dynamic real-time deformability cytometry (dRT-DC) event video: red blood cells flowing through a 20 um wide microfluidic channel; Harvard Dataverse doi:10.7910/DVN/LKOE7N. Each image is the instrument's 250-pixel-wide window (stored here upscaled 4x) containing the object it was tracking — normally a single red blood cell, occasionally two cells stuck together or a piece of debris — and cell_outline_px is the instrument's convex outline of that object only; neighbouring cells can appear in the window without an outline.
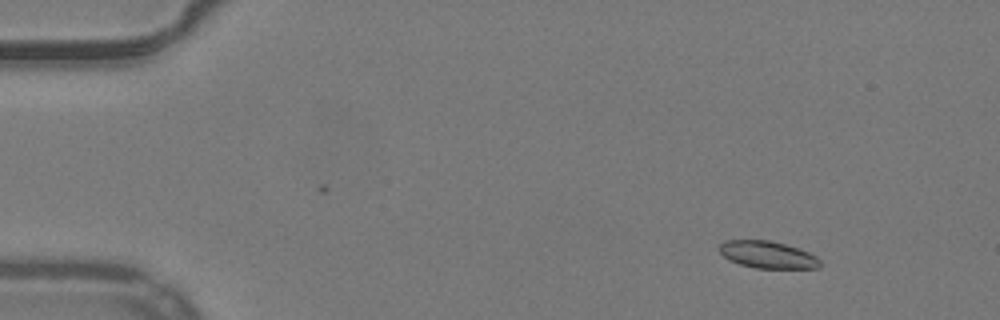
{"species": "common noctule bat (a hibernating species)", "species_latin": "Nyctalus noctula", "temperature_condition": "warm", "stored_images_in_passage": 52, "camera_frame_rate_fps": 3000, "um_per_image_px": 0.085, "animal": {"sex": "male", "body_mass_g": 19.2, "forearm_length_mm": 51.8}, "frame": {"image": 1, "passage_image": 6, "time_ms": 1.667, "image_size_px": [1000, 320], "cell_outline_px": [[820, 268], [756, 268], [740, 264], [728, 260], [720, 252], [720, 244], [724, 240], [768, 240], [784, 244], [808, 252], [816, 256], [820, 260]], "centroid_in_image_um": [65.23, 21.65], "position_along_channel_um": 19.8, "area_um2": 15.78}}
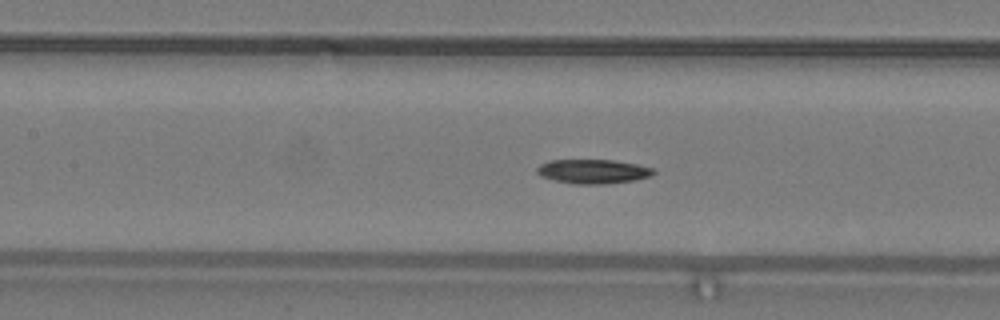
{"frame": {"image": 2, "passage_image": 24, "time_ms": 7.667, "image_size_px": [1000, 320], "cell_outline_px": [[656, 172], [648, 176], [632, 180], [604, 184], [576, 184], [556, 180], [540, 176], [536, 172], [536, 168], [540, 164], [548, 160], [612, 160], [636, 164], [652, 168]], "centroid_in_image_um": [50.35, 14.56], "position_along_channel_um": 157.1, "area_um2": 16.24}}
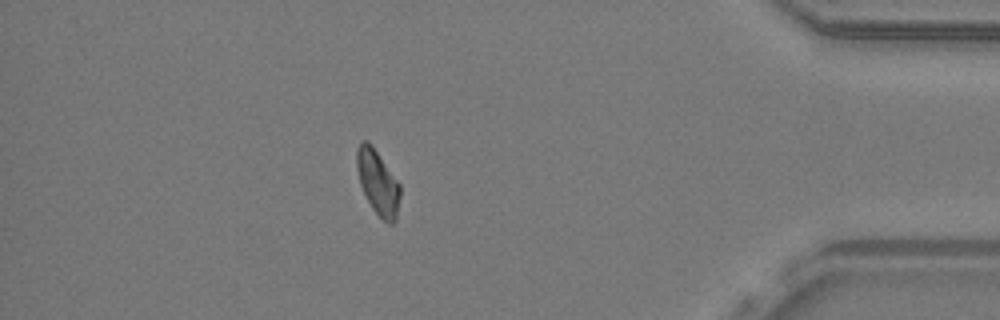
{"frame": {"image": 3, "passage_image": 46, "time_ms": 15.0, "image_size_px": [1000, 320], "cell_outline_px": [[400, 196], [396, 220], [392, 224], [388, 224], [372, 208], [360, 184], [356, 168], [356, 148], [364, 140], [368, 140], [372, 144], [400, 184]], "centroid_in_image_um": [32.11, 15.48], "position_along_channel_um": 403.1, "area_um2": 16.3}, "authors_computed_cell_mechanics": {"area_um2": 16.2418, "velocity_mm_per_s": 3.9434, "shape_relaxation_time_tau1_ms": 5.3192, "shape_relaxation_time_tau2_ms": 9.4381, "deformation_change_tau1": 0.1796, "deformation_change_tau2": 0.1489}}